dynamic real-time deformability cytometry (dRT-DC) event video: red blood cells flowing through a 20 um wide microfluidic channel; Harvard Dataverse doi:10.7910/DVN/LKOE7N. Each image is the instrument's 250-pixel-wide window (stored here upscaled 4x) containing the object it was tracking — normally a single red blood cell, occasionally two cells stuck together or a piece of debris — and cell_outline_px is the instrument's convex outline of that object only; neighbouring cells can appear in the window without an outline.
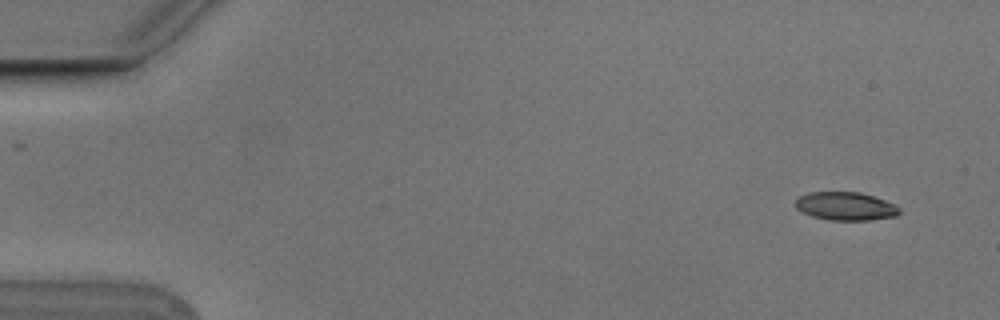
{"species": "Egyptian fruit bat (a non-hibernating species)", "species_latin": "Rousettus aegyptiacus", "temperature_condition": "cold", "stored_images_in_passage": 6, "camera_frame_rate_fps": 3000, "um_per_image_px": 0.085, "animal": {"sex": "male"}, "frame": {"image": 1, "passage_image": 1, "time_ms": 0.0, "image_size_px": [1000, 320], "cell_outline_px": [[900, 212], [896, 216], [868, 220], [828, 220], [812, 216], [796, 208], [796, 200], [800, 196], [808, 192], [860, 192], [896, 204], [900, 208]], "centroid_in_image_um": [71.89, 17.52], "position_along_channel_um": 13.1, "area_um2": 17.05}}
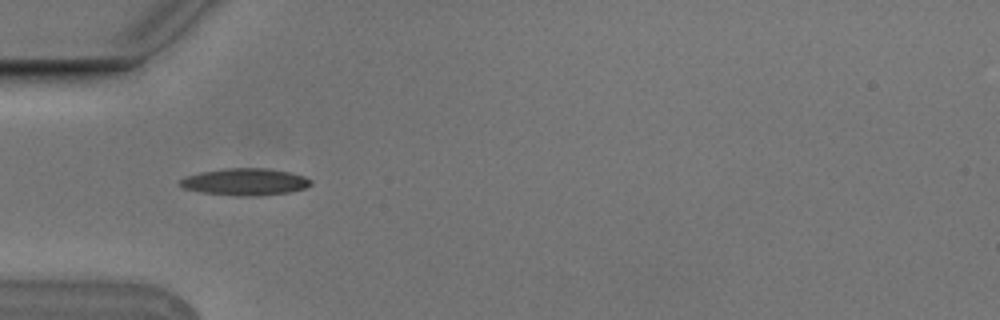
{"frame": {"image": 2, "passage_image": 5, "time_ms": 1.333, "image_size_px": [1000, 320], "cell_outline_px": [[312, 184], [304, 188], [288, 192], [260, 196], [240, 196], [204, 192], [184, 188], [180, 184], [180, 180], [184, 176], [200, 172], [224, 168], [268, 168], [288, 172], [304, 176], [312, 180]], "centroid_in_image_um": [20.84, 15.45], "position_along_channel_um": 64.2, "area_um2": 20.46}}